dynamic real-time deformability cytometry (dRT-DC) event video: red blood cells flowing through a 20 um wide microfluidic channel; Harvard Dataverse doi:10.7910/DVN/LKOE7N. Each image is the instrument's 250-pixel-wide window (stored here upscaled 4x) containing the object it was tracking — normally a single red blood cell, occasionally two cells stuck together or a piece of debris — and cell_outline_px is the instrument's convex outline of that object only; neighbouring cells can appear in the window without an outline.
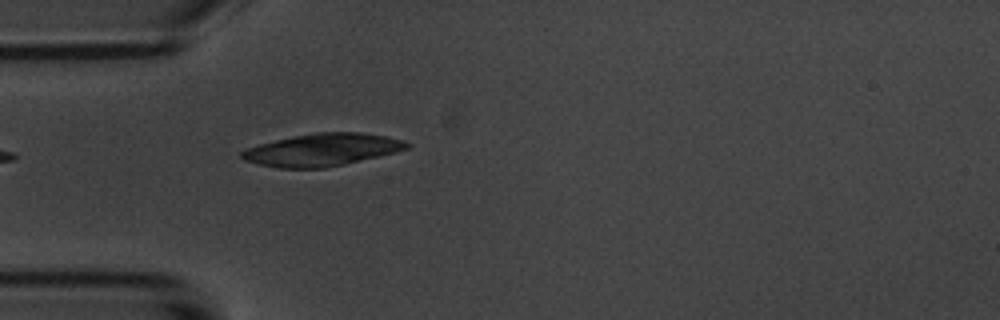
{"species": "common noctule bat (a hibernating species)", "species_latin": "Nyctalus noctula", "temperature_condition": "room temperature", "stored_images_in_passage": 2, "camera_frame_rate_fps": 3000, "um_per_image_px": 0.085, "animal": {"sex": "male", "body_mass_g": 20.1, "forearm_length_mm": 53.5}, "frame": {"image": 1, "passage_image": 2, "time_ms": 1.333, "image_size_px": [1000, 320], "cell_outline_px": [[412, 144], [408, 148], [396, 152], [344, 164], [324, 168], [280, 168], [260, 164], [244, 160], [240, 156], [240, 152], [248, 148], [260, 144], [292, 136], [316, 132], [360, 132], [384, 136], [404, 140]], "centroid_in_image_um": [27.4, 12.73], "position_along_channel_um": 57.6, "area_um2": 30.98}}